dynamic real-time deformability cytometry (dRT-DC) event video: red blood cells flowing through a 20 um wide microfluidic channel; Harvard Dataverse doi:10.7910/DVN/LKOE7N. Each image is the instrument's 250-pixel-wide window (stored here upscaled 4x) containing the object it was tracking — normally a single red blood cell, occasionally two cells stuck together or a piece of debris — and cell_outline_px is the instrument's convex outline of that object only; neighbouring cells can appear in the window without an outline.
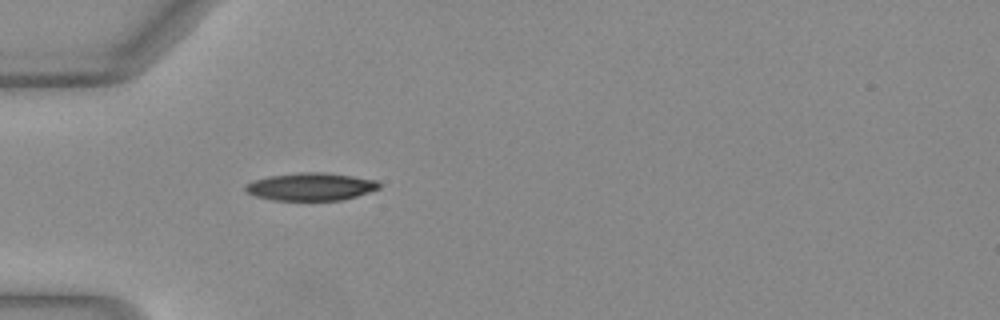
{"species": "Egyptian fruit bat (a non-hibernating species)", "species_latin": "Rousettus aegyptiacus", "temperature_condition": "warm", "stored_images_in_passage": 36, "camera_frame_rate_fps": 3000, "um_per_image_px": 0.085, "animal": {"sex": "female"}, "frame": {"image": 1, "passage_image": 1, "time_ms": 0.0, "image_size_px": [1000, 320], "cell_outline_px": [[380, 188], [356, 196], [340, 200], [272, 200], [256, 196], [244, 192], [244, 184], [252, 180], [268, 176], [300, 172], [324, 172], [352, 176], [376, 180], [380, 184]], "centroid_in_image_um": [26.35, 15.86], "position_along_channel_um": 58.6, "area_um2": 21.68}}
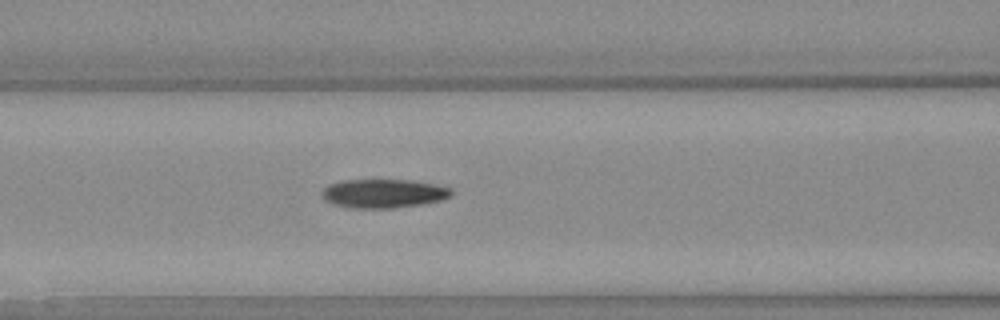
{"frame": {"image": 2, "passage_image": 7, "time_ms": 2.0, "image_size_px": [1000, 320], "cell_outline_px": [[452, 192], [448, 196], [440, 200], [420, 204], [392, 208], [348, 208], [332, 204], [324, 200], [320, 196], [320, 192], [328, 184], [340, 180], [412, 180], [452, 188]], "centroid_in_image_um": [32.49, 16.44], "position_along_channel_um": 134.1, "area_um2": 21.79}}
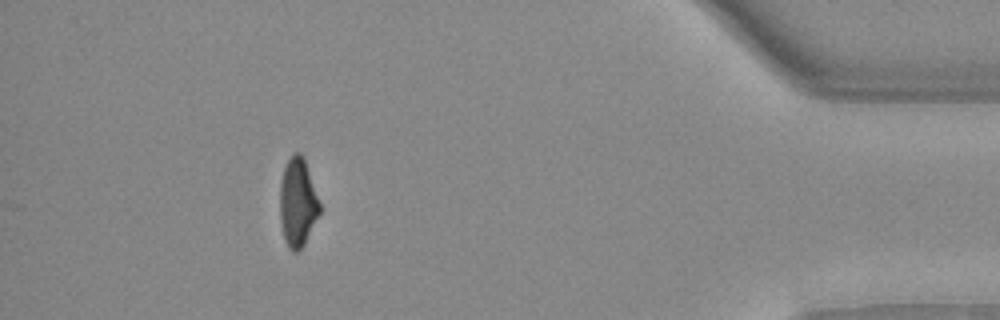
{"frame": {"image": 3, "passage_image": 31, "time_ms": 10.0, "image_size_px": [1000, 320], "cell_outline_px": [[320, 212], [304, 244], [296, 252], [292, 252], [288, 248], [284, 240], [280, 220], [280, 184], [284, 168], [292, 152], [300, 152], [304, 156], [320, 204]], "centroid_in_image_um": [25.29, 17.19], "position_along_channel_um": 409.9, "area_um2": 20.52}, "authors_computed_cell_mechanics": {"area_um2": 21.7039, "velocity_mm_per_s": 4.0931, "shape_relaxation_time_tau1_ms": 10.632, "shape_relaxation_time_tau2_ms": 3.3288, "deformation_change_tau1": 0.3007, "deformation_change_tau2": 0.1088}}